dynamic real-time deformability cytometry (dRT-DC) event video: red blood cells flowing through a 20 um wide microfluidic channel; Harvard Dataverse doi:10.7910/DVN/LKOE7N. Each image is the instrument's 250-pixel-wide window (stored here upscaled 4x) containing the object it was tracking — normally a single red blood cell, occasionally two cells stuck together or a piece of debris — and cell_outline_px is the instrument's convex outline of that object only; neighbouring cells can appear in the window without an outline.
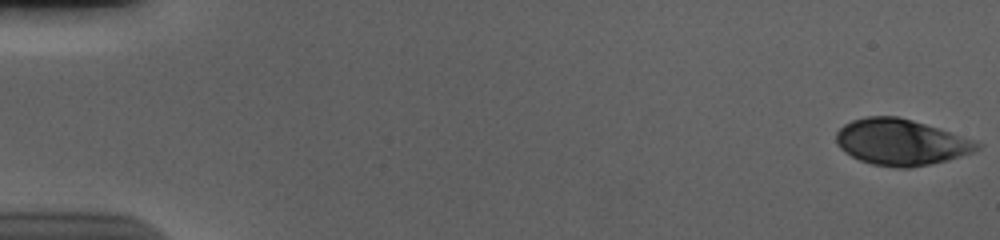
{"species": "human", "species_latin": "Homo sapiens", "temperature_condition": "cold", "stored_images_in_passage": 57, "camera_frame_rate_fps": 3000, "um_per_image_px": 0.085, "donor": {"sex": "male"}, "frame": {"image": 1, "passage_image": 1, "time_ms": 0.0, "image_size_px": [1000, 240], "cell_outline_px": [[984, 144], [980, 148], [972, 152], [948, 160], [908, 168], [896, 168], [872, 164], [860, 160], [844, 152], [836, 144], [836, 132], [844, 124], [852, 120], [868, 116], [896, 116], [912, 120], [940, 128], [976, 140]], "centroid_in_image_um": [76.59, 12.08], "position_along_channel_um": 8.4, "area_um2": 37.97}}
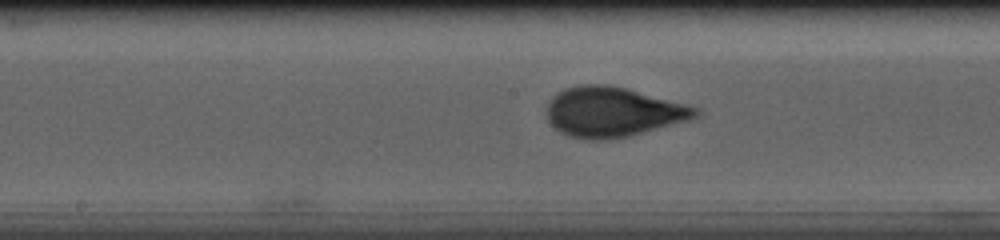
{"frame": {"image": 2, "passage_image": 30, "time_ms": 9.667, "image_size_px": [1000, 240], "cell_outline_px": [[700, 112], [696, 116], [688, 120], [628, 136], [604, 140], [584, 140], [568, 136], [560, 132], [548, 120], [544, 112], [552, 96], [556, 92], [564, 88], [580, 84], [608, 84], [624, 88], [700, 108]], "centroid_in_image_um": [52.01, 9.51], "position_along_channel_um": 196.2, "area_um2": 43.12}}
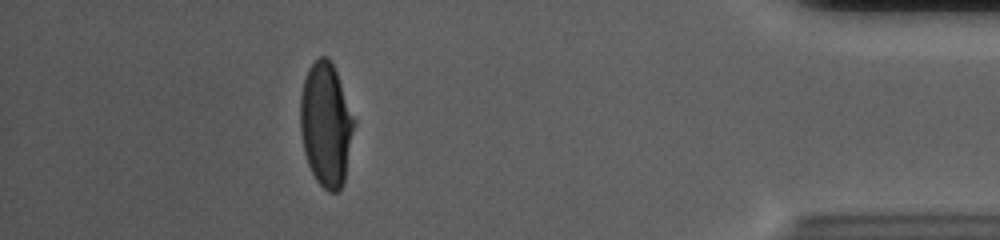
{"frame": {"image": 3, "passage_image": 51, "time_ms": 16.667, "image_size_px": [1000, 240], "cell_outline_px": [[356, 124], [344, 184], [336, 192], [328, 192], [316, 180], [308, 164], [304, 152], [300, 132], [300, 96], [304, 80], [308, 68], [320, 56], [328, 56], [336, 72], [356, 120]], "centroid_in_image_um": [27.72, 10.6], "position_along_channel_um": 407.5, "area_um2": 39.19}, "authors_computed_cell_mechanics": {"area_um2": 40.8646, "velocity_mm_per_s": 3.6805, "shape_relaxation_time_tau1_ms": 3.8723, "shape_relaxation_time_tau2_ms": null, "deformation_change_tau1": 0.1767, "deformation_change_tau2": null}}